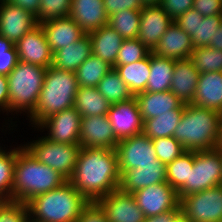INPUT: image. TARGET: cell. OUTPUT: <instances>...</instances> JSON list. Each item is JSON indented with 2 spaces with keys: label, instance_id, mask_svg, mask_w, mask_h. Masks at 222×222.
Masks as SVG:
<instances>
[{
  "label": "cell",
  "instance_id": "cell-1",
  "mask_svg": "<svg viewBox=\"0 0 222 222\" xmlns=\"http://www.w3.org/2000/svg\"><path fill=\"white\" fill-rule=\"evenodd\" d=\"M68 181L88 202L117 190L121 182L116 149L81 147Z\"/></svg>",
  "mask_w": 222,
  "mask_h": 222
},
{
  "label": "cell",
  "instance_id": "cell-2",
  "mask_svg": "<svg viewBox=\"0 0 222 222\" xmlns=\"http://www.w3.org/2000/svg\"><path fill=\"white\" fill-rule=\"evenodd\" d=\"M66 181L58 171L38 161L24 145L17 146L10 200L27 204L34 197L59 188Z\"/></svg>",
  "mask_w": 222,
  "mask_h": 222
},
{
  "label": "cell",
  "instance_id": "cell-3",
  "mask_svg": "<svg viewBox=\"0 0 222 222\" xmlns=\"http://www.w3.org/2000/svg\"><path fill=\"white\" fill-rule=\"evenodd\" d=\"M221 118L222 114L217 111L185 104L173 137L187 151L213 150L217 145Z\"/></svg>",
  "mask_w": 222,
  "mask_h": 222
},
{
  "label": "cell",
  "instance_id": "cell-4",
  "mask_svg": "<svg viewBox=\"0 0 222 222\" xmlns=\"http://www.w3.org/2000/svg\"><path fill=\"white\" fill-rule=\"evenodd\" d=\"M78 87L75 72L48 67L36 108L28 116L32 128L52 114L74 107Z\"/></svg>",
  "mask_w": 222,
  "mask_h": 222
},
{
  "label": "cell",
  "instance_id": "cell-5",
  "mask_svg": "<svg viewBox=\"0 0 222 222\" xmlns=\"http://www.w3.org/2000/svg\"><path fill=\"white\" fill-rule=\"evenodd\" d=\"M89 202L66 181L59 188L31 199L27 204L30 222H76Z\"/></svg>",
  "mask_w": 222,
  "mask_h": 222
},
{
  "label": "cell",
  "instance_id": "cell-6",
  "mask_svg": "<svg viewBox=\"0 0 222 222\" xmlns=\"http://www.w3.org/2000/svg\"><path fill=\"white\" fill-rule=\"evenodd\" d=\"M46 69L39 65L18 61L7 75L9 90V114L28 117L36 108L44 84Z\"/></svg>",
  "mask_w": 222,
  "mask_h": 222
},
{
  "label": "cell",
  "instance_id": "cell-7",
  "mask_svg": "<svg viewBox=\"0 0 222 222\" xmlns=\"http://www.w3.org/2000/svg\"><path fill=\"white\" fill-rule=\"evenodd\" d=\"M219 185H222L220 153L216 149L194 151V165L190 170L189 181L177 191V194L180 199Z\"/></svg>",
  "mask_w": 222,
  "mask_h": 222
},
{
  "label": "cell",
  "instance_id": "cell-8",
  "mask_svg": "<svg viewBox=\"0 0 222 222\" xmlns=\"http://www.w3.org/2000/svg\"><path fill=\"white\" fill-rule=\"evenodd\" d=\"M42 164L58 171L67 180L72 176L80 150L79 144L56 143L44 136L23 144Z\"/></svg>",
  "mask_w": 222,
  "mask_h": 222
},
{
  "label": "cell",
  "instance_id": "cell-9",
  "mask_svg": "<svg viewBox=\"0 0 222 222\" xmlns=\"http://www.w3.org/2000/svg\"><path fill=\"white\" fill-rule=\"evenodd\" d=\"M179 209L192 222H221L222 185L181 197Z\"/></svg>",
  "mask_w": 222,
  "mask_h": 222
},
{
  "label": "cell",
  "instance_id": "cell-10",
  "mask_svg": "<svg viewBox=\"0 0 222 222\" xmlns=\"http://www.w3.org/2000/svg\"><path fill=\"white\" fill-rule=\"evenodd\" d=\"M132 194L145 217L180 210L177 191L167 182L150 185Z\"/></svg>",
  "mask_w": 222,
  "mask_h": 222
},
{
  "label": "cell",
  "instance_id": "cell-11",
  "mask_svg": "<svg viewBox=\"0 0 222 222\" xmlns=\"http://www.w3.org/2000/svg\"><path fill=\"white\" fill-rule=\"evenodd\" d=\"M81 115L75 107L52 114L41 121L34 129L48 132L43 135L56 143L79 144Z\"/></svg>",
  "mask_w": 222,
  "mask_h": 222
},
{
  "label": "cell",
  "instance_id": "cell-12",
  "mask_svg": "<svg viewBox=\"0 0 222 222\" xmlns=\"http://www.w3.org/2000/svg\"><path fill=\"white\" fill-rule=\"evenodd\" d=\"M116 152L121 175L139 165L155 164L157 160L152 140L143 133L120 140Z\"/></svg>",
  "mask_w": 222,
  "mask_h": 222
},
{
  "label": "cell",
  "instance_id": "cell-13",
  "mask_svg": "<svg viewBox=\"0 0 222 222\" xmlns=\"http://www.w3.org/2000/svg\"><path fill=\"white\" fill-rule=\"evenodd\" d=\"M38 25L35 15L0 0V36L16 44L25 34Z\"/></svg>",
  "mask_w": 222,
  "mask_h": 222
},
{
  "label": "cell",
  "instance_id": "cell-14",
  "mask_svg": "<svg viewBox=\"0 0 222 222\" xmlns=\"http://www.w3.org/2000/svg\"><path fill=\"white\" fill-rule=\"evenodd\" d=\"M97 203L104 210L108 222H144L145 215L131 193L120 188L110 192Z\"/></svg>",
  "mask_w": 222,
  "mask_h": 222
},
{
  "label": "cell",
  "instance_id": "cell-15",
  "mask_svg": "<svg viewBox=\"0 0 222 222\" xmlns=\"http://www.w3.org/2000/svg\"><path fill=\"white\" fill-rule=\"evenodd\" d=\"M118 142L107 115L81 117L80 147L116 149Z\"/></svg>",
  "mask_w": 222,
  "mask_h": 222
},
{
  "label": "cell",
  "instance_id": "cell-16",
  "mask_svg": "<svg viewBox=\"0 0 222 222\" xmlns=\"http://www.w3.org/2000/svg\"><path fill=\"white\" fill-rule=\"evenodd\" d=\"M15 46L18 61L44 68L52 65L53 52L40 24L25 34Z\"/></svg>",
  "mask_w": 222,
  "mask_h": 222
},
{
  "label": "cell",
  "instance_id": "cell-17",
  "mask_svg": "<svg viewBox=\"0 0 222 222\" xmlns=\"http://www.w3.org/2000/svg\"><path fill=\"white\" fill-rule=\"evenodd\" d=\"M107 116L119 141L143 131V120L135 98L111 104Z\"/></svg>",
  "mask_w": 222,
  "mask_h": 222
},
{
  "label": "cell",
  "instance_id": "cell-18",
  "mask_svg": "<svg viewBox=\"0 0 222 222\" xmlns=\"http://www.w3.org/2000/svg\"><path fill=\"white\" fill-rule=\"evenodd\" d=\"M174 20L159 6H144L141 9L138 40L151 52Z\"/></svg>",
  "mask_w": 222,
  "mask_h": 222
},
{
  "label": "cell",
  "instance_id": "cell-19",
  "mask_svg": "<svg viewBox=\"0 0 222 222\" xmlns=\"http://www.w3.org/2000/svg\"><path fill=\"white\" fill-rule=\"evenodd\" d=\"M163 182H167L166 165L157 159L155 164L139 165V168L125 171L121 175L119 188L132 194L139 189Z\"/></svg>",
  "mask_w": 222,
  "mask_h": 222
},
{
  "label": "cell",
  "instance_id": "cell-20",
  "mask_svg": "<svg viewBox=\"0 0 222 222\" xmlns=\"http://www.w3.org/2000/svg\"><path fill=\"white\" fill-rule=\"evenodd\" d=\"M70 17L86 33L108 24L103 0H71Z\"/></svg>",
  "mask_w": 222,
  "mask_h": 222
},
{
  "label": "cell",
  "instance_id": "cell-21",
  "mask_svg": "<svg viewBox=\"0 0 222 222\" xmlns=\"http://www.w3.org/2000/svg\"><path fill=\"white\" fill-rule=\"evenodd\" d=\"M194 48L192 38L174 21L163 34L152 53L175 60L188 59Z\"/></svg>",
  "mask_w": 222,
  "mask_h": 222
},
{
  "label": "cell",
  "instance_id": "cell-22",
  "mask_svg": "<svg viewBox=\"0 0 222 222\" xmlns=\"http://www.w3.org/2000/svg\"><path fill=\"white\" fill-rule=\"evenodd\" d=\"M40 25L53 53L72 45L86 34L70 16L49 20Z\"/></svg>",
  "mask_w": 222,
  "mask_h": 222
},
{
  "label": "cell",
  "instance_id": "cell-23",
  "mask_svg": "<svg viewBox=\"0 0 222 222\" xmlns=\"http://www.w3.org/2000/svg\"><path fill=\"white\" fill-rule=\"evenodd\" d=\"M190 104L222 114V72L200 73Z\"/></svg>",
  "mask_w": 222,
  "mask_h": 222
},
{
  "label": "cell",
  "instance_id": "cell-24",
  "mask_svg": "<svg viewBox=\"0 0 222 222\" xmlns=\"http://www.w3.org/2000/svg\"><path fill=\"white\" fill-rule=\"evenodd\" d=\"M199 74L190 58L175 60L170 91L182 103L190 104L196 92Z\"/></svg>",
  "mask_w": 222,
  "mask_h": 222
},
{
  "label": "cell",
  "instance_id": "cell-25",
  "mask_svg": "<svg viewBox=\"0 0 222 222\" xmlns=\"http://www.w3.org/2000/svg\"><path fill=\"white\" fill-rule=\"evenodd\" d=\"M137 101L143 121L160 116L164 113H173L183 103L171 91L142 92L134 96Z\"/></svg>",
  "mask_w": 222,
  "mask_h": 222
},
{
  "label": "cell",
  "instance_id": "cell-26",
  "mask_svg": "<svg viewBox=\"0 0 222 222\" xmlns=\"http://www.w3.org/2000/svg\"><path fill=\"white\" fill-rule=\"evenodd\" d=\"M88 34L91 40L92 54L114 67L119 49L124 41L122 36L108 24Z\"/></svg>",
  "mask_w": 222,
  "mask_h": 222
},
{
  "label": "cell",
  "instance_id": "cell-27",
  "mask_svg": "<svg viewBox=\"0 0 222 222\" xmlns=\"http://www.w3.org/2000/svg\"><path fill=\"white\" fill-rule=\"evenodd\" d=\"M92 54V45L89 34L53 53L52 66L75 72L76 69Z\"/></svg>",
  "mask_w": 222,
  "mask_h": 222
},
{
  "label": "cell",
  "instance_id": "cell-28",
  "mask_svg": "<svg viewBox=\"0 0 222 222\" xmlns=\"http://www.w3.org/2000/svg\"><path fill=\"white\" fill-rule=\"evenodd\" d=\"M175 59L165 58L150 52V76L145 91H170Z\"/></svg>",
  "mask_w": 222,
  "mask_h": 222
},
{
  "label": "cell",
  "instance_id": "cell-29",
  "mask_svg": "<svg viewBox=\"0 0 222 222\" xmlns=\"http://www.w3.org/2000/svg\"><path fill=\"white\" fill-rule=\"evenodd\" d=\"M113 68L134 96L145 92L150 76V53L142 60L125 65H114Z\"/></svg>",
  "mask_w": 222,
  "mask_h": 222
},
{
  "label": "cell",
  "instance_id": "cell-30",
  "mask_svg": "<svg viewBox=\"0 0 222 222\" xmlns=\"http://www.w3.org/2000/svg\"><path fill=\"white\" fill-rule=\"evenodd\" d=\"M110 105L97 87H78L74 107L81 117L107 115Z\"/></svg>",
  "mask_w": 222,
  "mask_h": 222
},
{
  "label": "cell",
  "instance_id": "cell-31",
  "mask_svg": "<svg viewBox=\"0 0 222 222\" xmlns=\"http://www.w3.org/2000/svg\"><path fill=\"white\" fill-rule=\"evenodd\" d=\"M184 106L183 103L178 109H174L173 113L160 114L158 117L143 121L142 133L151 140L172 137L182 117Z\"/></svg>",
  "mask_w": 222,
  "mask_h": 222
},
{
  "label": "cell",
  "instance_id": "cell-32",
  "mask_svg": "<svg viewBox=\"0 0 222 222\" xmlns=\"http://www.w3.org/2000/svg\"><path fill=\"white\" fill-rule=\"evenodd\" d=\"M113 67L100 57L91 54L75 71L79 87H97L101 79Z\"/></svg>",
  "mask_w": 222,
  "mask_h": 222
},
{
  "label": "cell",
  "instance_id": "cell-33",
  "mask_svg": "<svg viewBox=\"0 0 222 222\" xmlns=\"http://www.w3.org/2000/svg\"><path fill=\"white\" fill-rule=\"evenodd\" d=\"M97 89L110 104L125 102L134 98V95L114 68L101 79Z\"/></svg>",
  "mask_w": 222,
  "mask_h": 222
},
{
  "label": "cell",
  "instance_id": "cell-34",
  "mask_svg": "<svg viewBox=\"0 0 222 222\" xmlns=\"http://www.w3.org/2000/svg\"><path fill=\"white\" fill-rule=\"evenodd\" d=\"M141 9L123 10L108 17V25L114 28L124 40L137 39L140 29Z\"/></svg>",
  "mask_w": 222,
  "mask_h": 222
},
{
  "label": "cell",
  "instance_id": "cell-35",
  "mask_svg": "<svg viewBox=\"0 0 222 222\" xmlns=\"http://www.w3.org/2000/svg\"><path fill=\"white\" fill-rule=\"evenodd\" d=\"M194 165V151H185L173 162L166 165L167 183L178 191L189 181L190 170Z\"/></svg>",
  "mask_w": 222,
  "mask_h": 222
},
{
  "label": "cell",
  "instance_id": "cell-36",
  "mask_svg": "<svg viewBox=\"0 0 222 222\" xmlns=\"http://www.w3.org/2000/svg\"><path fill=\"white\" fill-rule=\"evenodd\" d=\"M190 59L199 73L222 72V51L219 49L195 47Z\"/></svg>",
  "mask_w": 222,
  "mask_h": 222
},
{
  "label": "cell",
  "instance_id": "cell-37",
  "mask_svg": "<svg viewBox=\"0 0 222 222\" xmlns=\"http://www.w3.org/2000/svg\"><path fill=\"white\" fill-rule=\"evenodd\" d=\"M0 145V192L7 198H12L14 181V163L17 158V147L8 149ZM8 149V150H7Z\"/></svg>",
  "mask_w": 222,
  "mask_h": 222
},
{
  "label": "cell",
  "instance_id": "cell-38",
  "mask_svg": "<svg viewBox=\"0 0 222 222\" xmlns=\"http://www.w3.org/2000/svg\"><path fill=\"white\" fill-rule=\"evenodd\" d=\"M222 24V15H213L204 17L197 15V26L195 36L192 37V43L195 47H207L214 39V35Z\"/></svg>",
  "mask_w": 222,
  "mask_h": 222
},
{
  "label": "cell",
  "instance_id": "cell-39",
  "mask_svg": "<svg viewBox=\"0 0 222 222\" xmlns=\"http://www.w3.org/2000/svg\"><path fill=\"white\" fill-rule=\"evenodd\" d=\"M71 0H40V9L35 16L38 24L70 16Z\"/></svg>",
  "mask_w": 222,
  "mask_h": 222
},
{
  "label": "cell",
  "instance_id": "cell-40",
  "mask_svg": "<svg viewBox=\"0 0 222 222\" xmlns=\"http://www.w3.org/2000/svg\"><path fill=\"white\" fill-rule=\"evenodd\" d=\"M153 148L155 149L157 159L167 165L173 162L186 150L182 144L178 142L173 136L152 139Z\"/></svg>",
  "mask_w": 222,
  "mask_h": 222
},
{
  "label": "cell",
  "instance_id": "cell-41",
  "mask_svg": "<svg viewBox=\"0 0 222 222\" xmlns=\"http://www.w3.org/2000/svg\"><path fill=\"white\" fill-rule=\"evenodd\" d=\"M151 51L138 39L124 40L114 65L130 64L146 58Z\"/></svg>",
  "mask_w": 222,
  "mask_h": 222
},
{
  "label": "cell",
  "instance_id": "cell-42",
  "mask_svg": "<svg viewBox=\"0 0 222 222\" xmlns=\"http://www.w3.org/2000/svg\"><path fill=\"white\" fill-rule=\"evenodd\" d=\"M0 222H30L28 204L7 199L0 205Z\"/></svg>",
  "mask_w": 222,
  "mask_h": 222
},
{
  "label": "cell",
  "instance_id": "cell-43",
  "mask_svg": "<svg viewBox=\"0 0 222 222\" xmlns=\"http://www.w3.org/2000/svg\"><path fill=\"white\" fill-rule=\"evenodd\" d=\"M194 0H162L160 7L173 19L193 8Z\"/></svg>",
  "mask_w": 222,
  "mask_h": 222
},
{
  "label": "cell",
  "instance_id": "cell-44",
  "mask_svg": "<svg viewBox=\"0 0 222 222\" xmlns=\"http://www.w3.org/2000/svg\"><path fill=\"white\" fill-rule=\"evenodd\" d=\"M76 222H108L104 210L97 202H89Z\"/></svg>",
  "mask_w": 222,
  "mask_h": 222
},
{
  "label": "cell",
  "instance_id": "cell-45",
  "mask_svg": "<svg viewBox=\"0 0 222 222\" xmlns=\"http://www.w3.org/2000/svg\"><path fill=\"white\" fill-rule=\"evenodd\" d=\"M104 7L108 16L123 10L142 9V0H103Z\"/></svg>",
  "mask_w": 222,
  "mask_h": 222
},
{
  "label": "cell",
  "instance_id": "cell-46",
  "mask_svg": "<svg viewBox=\"0 0 222 222\" xmlns=\"http://www.w3.org/2000/svg\"><path fill=\"white\" fill-rule=\"evenodd\" d=\"M193 9L204 17L222 15V0H194Z\"/></svg>",
  "mask_w": 222,
  "mask_h": 222
},
{
  "label": "cell",
  "instance_id": "cell-47",
  "mask_svg": "<svg viewBox=\"0 0 222 222\" xmlns=\"http://www.w3.org/2000/svg\"><path fill=\"white\" fill-rule=\"evenodd\" d=\"M197 15L198 12L192 8L180 15L174 21L185 33H187L192 38L196 33Z\"/></svg>",
  "mask_w": 222,
  "mask_h": 222
},
{
  "label": "cell",
  "instance_id": "cell-48",
  "mask_svg": "<svg viewBox=\"0 0 222 222\" xmlns=\"http://www.w3.org/2000/svg\"><path fill=\"white\" fill-rule=\"evenodd\" d=\"M18 62L15 44L8 50V54H0V74L7 76Z\"/></svg>",
  "mask_w": 222,
  "mask_h": 222
},
{
  "label": "cell",
  "instance_id": "cell-49",
  "mask_svg": "<svg viewBox=\"0 0 222 222\" xmlns=\"http://www.w3.org/2000/svg\"><path fill=\"white\" fill-rule=\"evenodd\" d=\"M9 116V90L7 76L0 74V112Z\"/></svg>",
  "mask_w": 222,
  "mask_h": 222
},
{
  "label": "cell",
  "instance_id": "cell-50",
  "mask_svg": "<svg viewBox=\"0 0 222 222\" xmlns=\"http://www.w3.org/2000/svg\"><path fill=\"white\" fill-rule=\"evenodd\" d=\"M15 6L30 11L33 15H37L40 9V0H7Z\"/></svg>",
  "mask_w": 222,
  "mask_h": 222
},
{
  "label": "cell",
  "instance_id": "cell-51",
  "mask_svg": "<svg viewBox=\"0 0 222 222\" xmlns=\"http://www.w3.org/2000/svg\"><path fill=\"white\" fill-rule=\"evenodd\" d=\"M178 211L175 212H169V213H164V214H159L156 216H150L146 217L144 222H169V220L177 213Z\"/></svg>",
  "mask_w": 222,
  "mask_h": 222
},
{
  "label": "cell",
  "instance_id": "cell-52",
  "mask_svg": "<svg viewBox=\"0 0 222 222\" xmlns=\"http://www.w3.org/2000/svg\"><path fill=\"white\" fill-rule=\"evenodd\" d=\"M209 47L222 51V24L214 35V39L210 42Z\"/></svg>",
  "mask_w": 222,
  "mask_h": 222
},
{
  "label": "cell",
  "instance_id": "cell-53",
  "mask_svg": "<svg viewBox=\"0 0 222 222\" xmlns=\"http://www.w3.org/2000/svg\"><path fill=\"white\" fill-rule=\"evenodd\" d=\"M14 44L9 41L8 39L0 36V54H8V50L13 46Z\"/></svg>",
  "mask_w": 222,
  "mask_h": 222
},
{
  "label": "cell",
  "instance_id": "cell-54",
  "mask_svg": "<svg viewBox=\"0 0 222 222\" xmlns=\"http://www.w3.org/2000/svg\"><path fill=\"white\" fill-rule=\"evenodd\" d=\"M169 222H192L180 210L169 220Z\"/></svg>",
  "mask_w": 222,
  "mask_h": 222
},
{
  "label": "cell",
  "instance_id": "cell-55",
  "mask_svg": "<svg viewBox=\"0 0 222 222\" xmlns=\"http://www.w3.org/2000/svg\"><path fill=\"white\" fill-rule=\"evenodd\" d=\"M216 150H222V118L219 125V137L217 141V145L215 147Z\"/></svg>",
  "mask_w": 222,
  "mask_h": 222
},
{
  "label": "cell",
  "instance_id": "cell-56",
  "mask_svg": "<svg viewBox=\"0 0 222 222\" xmlns=\"http://www.w3.org/2000/svg\"><path fill=\"white\" fill-rule=\"evenodd\" d=\"M162 0H142L144 6H159Z\"/></svg>",
  "mask_w": 222,
  "mask_h": 222
},
{
  "label": "cell",
  "instance_id": "cell-57",
  "mask_svg": "<svg viewBox=\"0 0 222 222\" xmlns=\"http://www.w3.org/2000/svg\"><path fill=\"white\" fill-rule=\"evenodd\" d=\"M6 200L7 198L0 192V205H2Z\"/></svg>",
  "mask_w": 222,
  "mask_h": 222
},
{
  "label": "cell",
  "instance_id": "cell-58",
  "mask_svg": "<svg viewBox=\"0 0 222 222\" xmlns=\"http://www.w3.org/2000/svg\"><path fill=\"white\" fill-rule=\"evenodd\" d=\"M220 153L221 159H222V150H217Z\"/></svg>",
  "mask_w": 222,
  "mask_h": 222
}]
</instances>
